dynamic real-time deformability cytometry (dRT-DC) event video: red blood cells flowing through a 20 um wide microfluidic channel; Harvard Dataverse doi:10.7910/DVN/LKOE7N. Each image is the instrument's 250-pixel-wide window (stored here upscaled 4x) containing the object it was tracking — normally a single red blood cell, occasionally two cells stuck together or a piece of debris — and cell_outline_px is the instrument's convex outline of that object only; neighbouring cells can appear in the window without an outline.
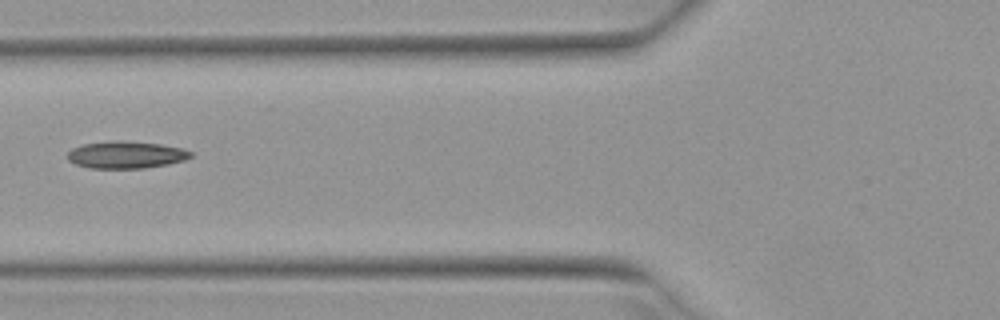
{"species": "Egyptian fruit bat (a non-hibernating species)", "species_latin": "Rousettus aegyptiacus", "temperature_condition": "warm", "stored_images_in_passage": 6, "camera_frame_rate_fps": 3000, "um_per_image_px": 0.085, "animal": {"sex": "female"}, "frame": {"image": 1, "passage_image": 6, "time_ms": 1.667, "image_size_px": [1000, 320], "cell_outline_px": [[192, 156], [184, 160], [168, 164], [144, 168], [88, 168], [76, 164], [68, 160], [68, 152], [72, 148], [84, 144], [116, 140], [160, 144], [180, 148], [192, 152]], "centroid_in_image_um": [10.69, 13.16], "position_along_channel_um": 115.1, "area_um2": 19.31}}